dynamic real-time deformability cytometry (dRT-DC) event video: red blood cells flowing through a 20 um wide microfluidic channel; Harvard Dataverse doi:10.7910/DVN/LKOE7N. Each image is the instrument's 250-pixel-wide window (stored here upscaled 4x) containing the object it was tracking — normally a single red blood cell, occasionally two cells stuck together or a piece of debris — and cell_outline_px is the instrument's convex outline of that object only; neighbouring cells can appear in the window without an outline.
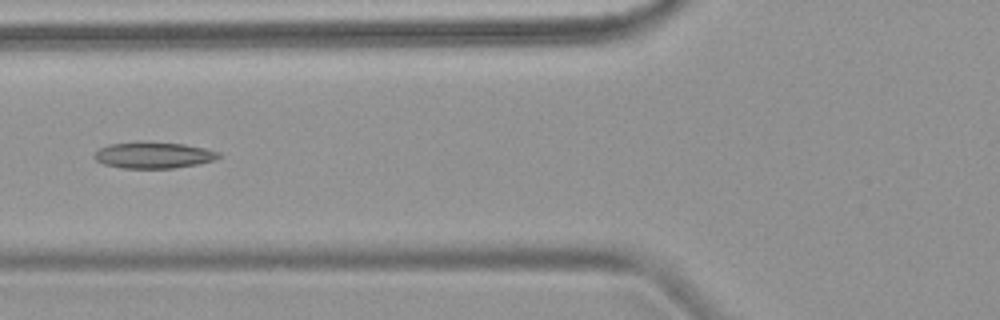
{"species": "common noctule bat (a hibernating species)", "species_latin": "Nyctalus noctula", "temperature_condition": "warm", "stored_images_in_passage": 5, "camera_frame_rate_fps": 3000, "um_per_image_px": 0.085, "animal": {"sex": "female", "body_mass_g": 18.4}, "frame": {"image": 1, "passage_image": 5, "time_ms": 4.667, "image_size_px": [1000, 320], "cell_outline_px": [[220, 156], [212, 160], [196, 164], [172, 168], [120, 168], [104, 164], [96, 160], [92, 156], [100, 148], [112, 144], [140, 140], [184, 144], [204, 148], [220, 152]], "centroid_in_image_um": [13.01, 13.17], "position_along_channel_um": 112.8, "area_um2": 19.13}}